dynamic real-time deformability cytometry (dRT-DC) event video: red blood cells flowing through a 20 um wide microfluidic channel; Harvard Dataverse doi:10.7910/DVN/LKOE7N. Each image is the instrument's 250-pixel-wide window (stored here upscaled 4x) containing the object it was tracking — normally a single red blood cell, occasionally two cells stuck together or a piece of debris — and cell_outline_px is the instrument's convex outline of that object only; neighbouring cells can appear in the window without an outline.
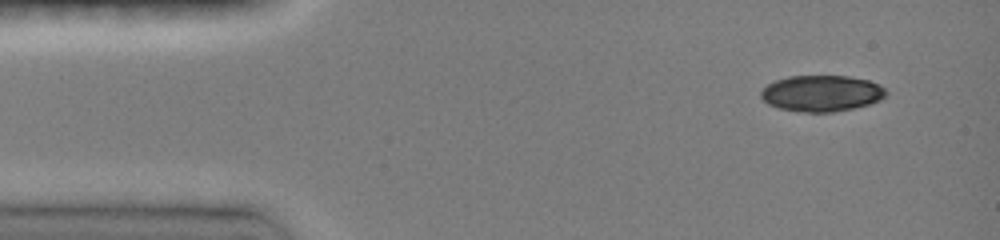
{"species": "common noctule bat (a hibernating species)", "species_latin": "Nyctalus noctula", "temperature_condition": "room temperature", "stored_images_in_passage": 6, "camera_frame_rate_fps": 3000, "um_per_image_px": 0.085, "animal": {"sex": "female", "body_mass_g": 19.0, "forearm_length_mm": 51.5}, "frame": {"image": 1, "passage_image": 1, "time_ms": 0.0, "image_size_px": [1000, 240], "cell_outline_px": [[888, 92], [880, 100], [868, 104], [852, 108], [832, 112], [804, 112], [780, 108], [768, 104], [760, 96], [760, 92], [768, 84], [776, 80], [788, 76], [848, 76], [868, 80], [884, 88]], "centroid_in_image_um": [69.82, 7.93], "position_along_channel_um": 15.2, "area_um2": 26.13}}